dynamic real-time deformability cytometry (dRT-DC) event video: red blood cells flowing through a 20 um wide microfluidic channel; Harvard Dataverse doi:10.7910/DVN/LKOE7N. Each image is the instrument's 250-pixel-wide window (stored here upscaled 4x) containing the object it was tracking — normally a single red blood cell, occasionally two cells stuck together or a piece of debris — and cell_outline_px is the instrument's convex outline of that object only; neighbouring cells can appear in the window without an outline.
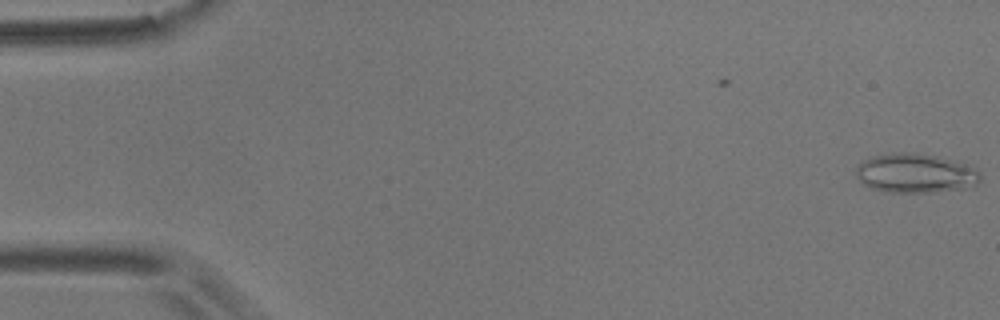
{"species": "common noctule bat (a hibernating species)", "species_latin": "Nyctalus noctula", "temperature_condition": "room temperature", "stored_images_in_passage": 56, "camera_frame_rate_fps": 3000, "um_per_image_px": 0.085, "animal": {"sex": "male", "body_mass_g": 17.9}, "frame": {"image": 1, "passage_image": 1, "time_ms": 0.0, "image_size_px": [1000, 320], "cell_outline_px": [[980, 180], [976, 184], [964, 188], [932, 192], [888, 192], [872, 188], [864, 184], [856, 176], [856, 168], [860, 160], [872, 156], [892, 152], [912, 152], [936, 156], [968, 164], [976, 168], [980, 172]], "centroid_in_image_um": [77.79, 14.71], "position_along_channel_um": 7.2, "area_um2": 28.61}}
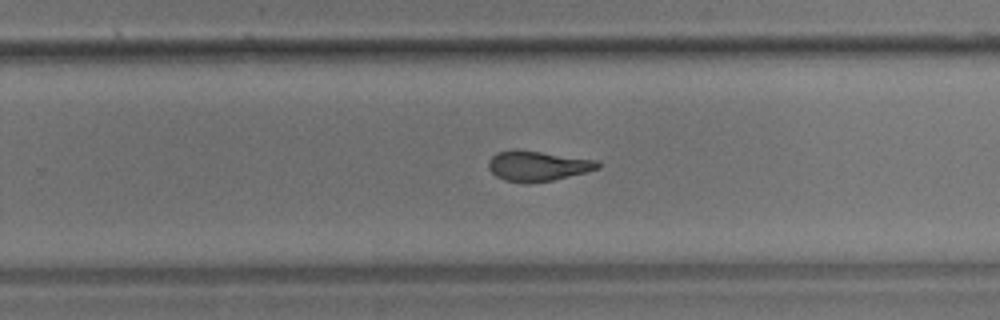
{"frame": {"image": 2, "passage_image": 36, "time_ms": 11.667, "image_size_px": [1000, 320], "cell_outline_px": [[600, 168], [552, 180], [504, 180], [496, 176], [488, 168], [488, 160], [496, 152], [512, 148], [596, 160], [600, 164]], "centroid_in_image_um": [45.65, 14.05], "position_along_channel_um": 284.2, "area_um2": 18.5}}
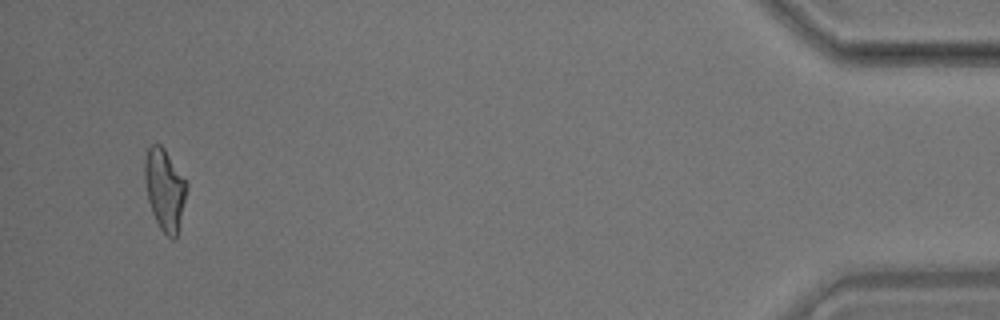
{"frame": {"image": 3, "passage_image": 54, "time_ms": 17.667, "image_size_px": [1000, 320], "cell_outline_px": [[188, 188], [176, 240], [172, 240], [160, 228], [152, 212], [148, 200], [144, 180], [144, 160], [148, 144], [160, 144], [164, 148], [188, 184]], "centroid_in_image_um": [13.99, 16.09], "position_along_channel_um": 421.2, "area_um2": 20.06}, "authors_computed_cell_mechanics": {"area_um2": 20.0855, "velocity_mm_per_s": 3.5632, "shape_relaxation_time_tau1_ms": 8.5074, "shape_relaxation_time_tau2_ms": 2.0565, "deformation_change_tau1": 0.2344, "deformation_change_tau2": 0.1116}}